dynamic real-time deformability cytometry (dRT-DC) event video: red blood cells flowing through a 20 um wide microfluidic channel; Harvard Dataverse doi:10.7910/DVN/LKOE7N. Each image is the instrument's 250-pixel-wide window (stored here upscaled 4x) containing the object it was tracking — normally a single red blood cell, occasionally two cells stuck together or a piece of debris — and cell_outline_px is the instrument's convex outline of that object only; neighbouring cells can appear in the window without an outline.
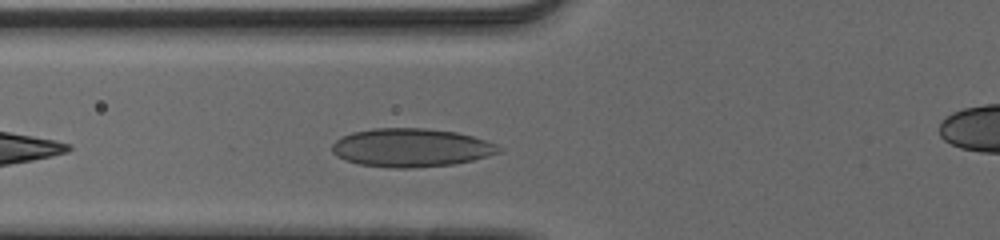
{"species": "human", "species_latin": "Homo sapiens", "temperature_condition": "cold", "stored_images_in_passage": 27, "camera_frame_rate_fps": 3000, "um_per_image_px": 0.085, "donor": {"sex": "male"}, "frame": {"image": 1, "passage_image": 5, "time_ms": 1.333, "image_size_px": [1000, 240], "cell_outline_px": [[504, 152], [456, 164], [412, 168], [388, 168], [360, 164], [344, 160], [336, 156], [332, 152], [332, 144], [340, 136], [352, 132], [372, 128], [428, 128], [456, 132], [472, 136], [496, 144], [504, 148]], "centroid_in_image_um": [34.95, 12.55], "position_along_channel_um": 90.9, "area_um2": 37.8}}
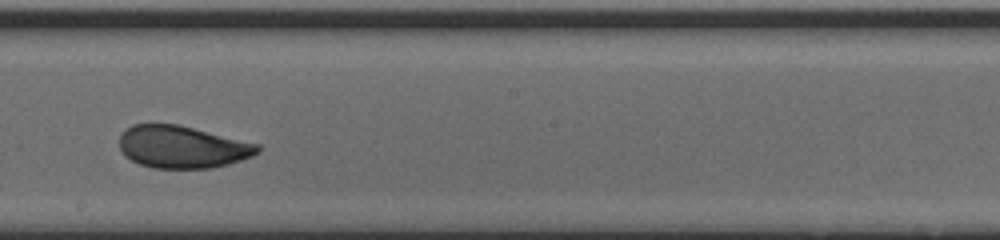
{"frame": {"image": 2, "passage_image": 16, "time_ms": 5.0, "image_size_px": [1000, 240], "cell_outline_px": [[260, 152], [252, 156], [228, 164], [212, 168], [152, 168], [140, 164], [124, 156], [120, 148], [120, 132], [124, 128], [132, 124], [176, 124], [260, 144]], "centroid_in_image_um": [15.47, 12.49], "position_along_channel_um": 232.7, "area_um2": 34.16}}
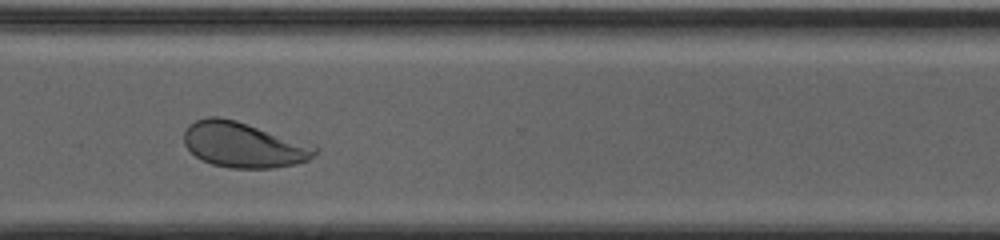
{"frame": {"image": 3, "passage_image": 25, "time_ms": 8.0, "image_size_px": [1000, 240], "cell_outline_px": [[320, 148], [308, 160], [296, 164], [272, 168], [232, 168], [212, 164], [200, 160], [184, 144], [184, 132], [188, 124], [196, 120], [208, 116], [216, 116], [236, 120]], "centroid_in_image_um": [20.65, 12.31], "position_along_channel_um": 350.0, "area_um2": 34.28}, "authors_computed_cell_mechanics": {"area_um2": 35.1424, "velocity_mm_per_s": 3.8752, "shape_relaxation_time_tau1_ms": 4.3349, "shape_relaxation_time_tau2_ms": 0.7911, "deformation_change_tau1": 0.1254, "deformation_change_tau2": 0.0539}}